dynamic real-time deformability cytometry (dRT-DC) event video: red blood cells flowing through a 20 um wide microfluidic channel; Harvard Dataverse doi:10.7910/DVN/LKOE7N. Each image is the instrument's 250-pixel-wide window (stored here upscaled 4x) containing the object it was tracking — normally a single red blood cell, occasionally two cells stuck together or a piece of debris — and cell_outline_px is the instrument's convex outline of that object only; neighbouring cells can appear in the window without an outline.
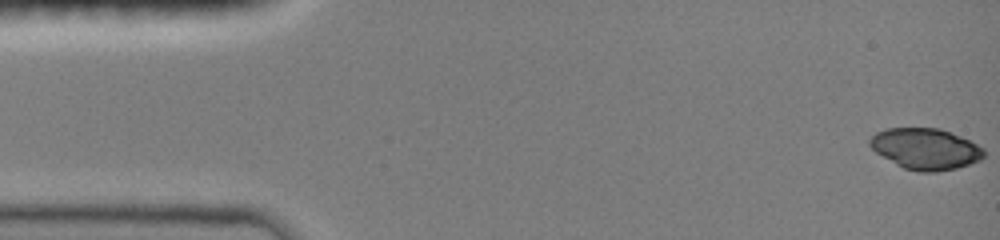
{"species": "common noctule bat (a hibernating species)", "species_latin": "Nyctalus noctula", "temperature_condition": "room temperature", "stored_images_in_passage": 13, "camera_frame_rate_fps": 3000, "um_per_image_px": 0.085, "animal": {"sex": "female", "body_mass_g": 19.0, "forearm_length_mm": 51.5}, "frame": {"image": 1, "passage_image": 1, "time_ms": 0.0, "image_size_px": [1000, 240], "cell_outline_px": [[984, 156], [980, 160], [956, 168], [936, 172], [920, 172], [904, 168], [896, 164], [876, 152], [868, 144], [868, 140], [876, 132], [884, 128], [940, 128], [960, 136], [984, 148]], "centroid_in_image_um": [78.65, 12.64], "position_along_channel_um": 6.4, "area_um2": 27.22}}
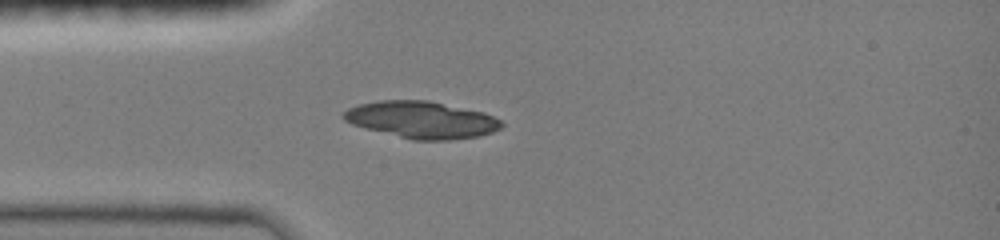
{"frame": {"image": 2, "passage_image": 8, "time_ms": 2.333, "image_size_px": [1000, 240], "cell_outline_px": [[504, 124], [500, 128], [492, 132], [480, 136], [448, 140], [412, 140], [364, 128], [352, 124], [344, 120], [340, 116], [340, 112], [348, 108], [360, 104], [380, 100], [428, 100], [484, 112], [500, 120]], "centroid_in_image_um": [35.8, 10.18], "position_along_channel_um": 49.2, "area_um2": 34.16}}